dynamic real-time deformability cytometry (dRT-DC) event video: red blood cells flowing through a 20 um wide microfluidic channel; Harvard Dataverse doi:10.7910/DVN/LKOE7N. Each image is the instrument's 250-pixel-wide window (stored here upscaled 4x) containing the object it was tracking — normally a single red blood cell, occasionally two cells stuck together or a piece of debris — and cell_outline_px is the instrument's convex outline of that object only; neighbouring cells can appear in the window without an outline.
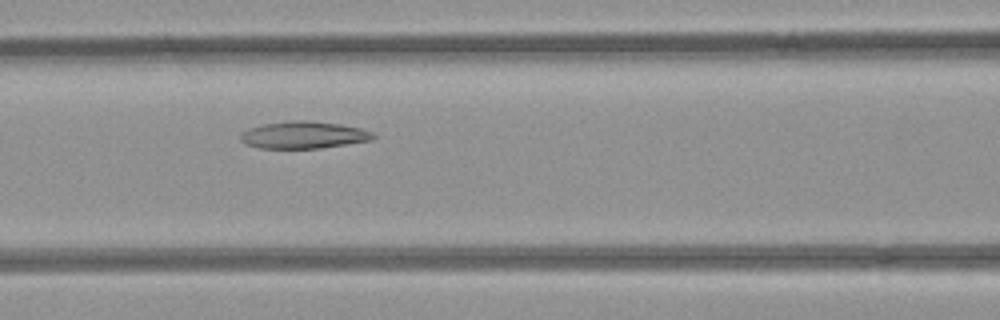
{"species": "common noctule bat (a hibernating species)", "species_latin": "Nyctalus noctula", "temperature_condition": "room temperature", "stored_images_in_passage": 35, "camera_frame_rate_fps": 3000, "um_per_image_px": 0.085, "animal": {"sex": "female", "body_mass_g": 21.9}, "frame": {"image": 1, "passage_image": 10, "time_ms": 3.0, "image_size_px": [1000, 320], "cell_outline_px": [[376, 136], [372, 140], [320, 148], [260, 148], [244, 144], [240, 140], [240, 132], [264, 124], [292, 120], [312, 120], [340, 124], [360, 128], [372, 132]], "centroid_in_image_um": [25.8, 11.47], "position_along_channel_um": 140.8, "area_um2": 20.98}}
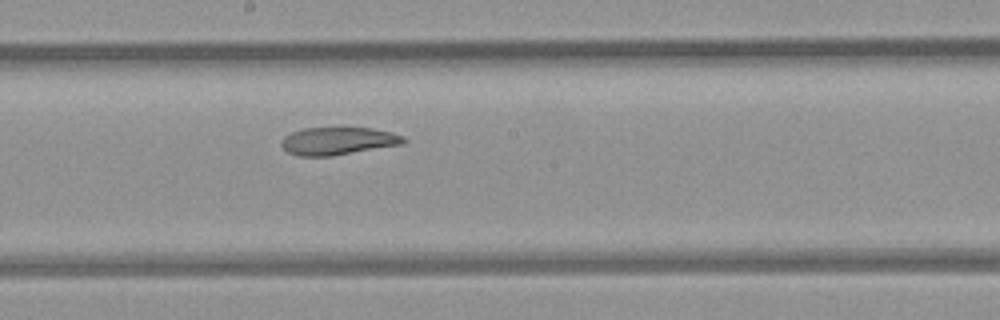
{"frame": {"image": 2, "passage_image": 16, "time_ms": 5.0, "image_size_px": [1000, 320], "cell_outline_px": [[408, 140], [404, 144], [332, 156], [296, 156], [288, 152], [280, 144], [280, 140], [284, 136], [292, 132], [304, 128], [372, 128], [392, 132], [404, 136]], "centroid_in_image_um": [28.75, 11.99], "position_along_channel_um": 219.5, "area_um2": 19.88}}
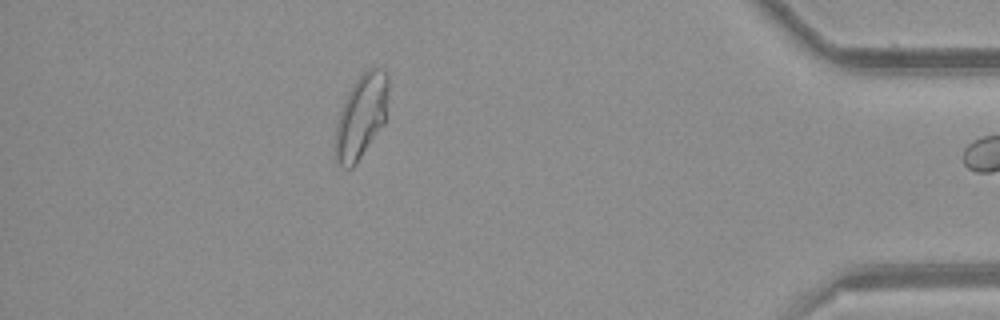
{"frame": {"image": 3, "passage_image": 34, "time_ms": 11.0, "image_size_px": [1000, 320], "cell_outline_px": [[388, 88], [384, 124], [356, 164], [352, 168], [344, 168], [336, 160], [336, 124], [340, 112], [352, 84], [368, 68], [376, 68], [384, 72], [388, 76]], "centroid_in_image_um": [30.71, 9.9], "position_along_channel_um": 404.5, "area_um2": 25.37}}